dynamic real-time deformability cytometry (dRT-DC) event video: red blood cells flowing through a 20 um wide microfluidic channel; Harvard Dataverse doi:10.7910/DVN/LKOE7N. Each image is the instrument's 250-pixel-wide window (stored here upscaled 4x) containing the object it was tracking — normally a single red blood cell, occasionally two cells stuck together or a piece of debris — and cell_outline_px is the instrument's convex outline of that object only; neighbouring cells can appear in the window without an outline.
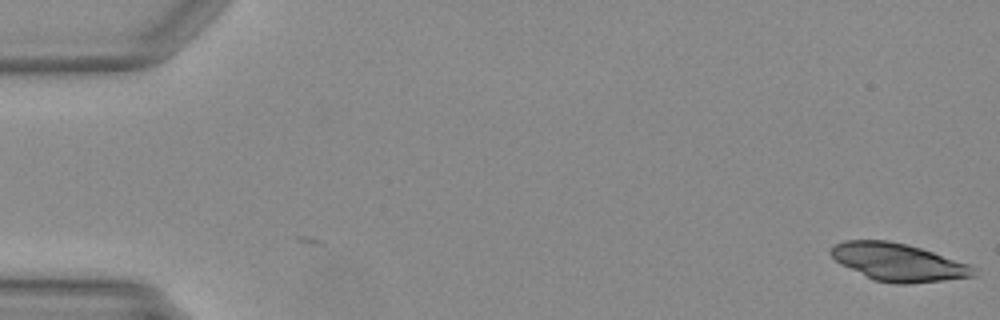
{"species": "Egyptian fruit bat (a non-hibernating species)", "species_latin": "Rousettus aegyptiacus", "temperature_condition": "warm", "stored_images_in_passage": 3, "camera_frame_rate_fps": 3000, "um_per_image_px": 0.085, "animal": {"sex": "female"}, "frame": {"image": 1, "passage_image": 3, "time_ms": 0.667, "image_size_px": [1000, 320], "cell_outline_px": [[976, 276], [944, 280], [908, 284], [896, 284], [872, 280], [840, 264], [828, 252], [832, 244], [844, 240], [888, 240], [908, 244], [968, 264], [972, 268]], "centroid_in_image_um": [76.26, 22.28], "position_along_channel_um": 8.7, "area_um2": 31.33}}